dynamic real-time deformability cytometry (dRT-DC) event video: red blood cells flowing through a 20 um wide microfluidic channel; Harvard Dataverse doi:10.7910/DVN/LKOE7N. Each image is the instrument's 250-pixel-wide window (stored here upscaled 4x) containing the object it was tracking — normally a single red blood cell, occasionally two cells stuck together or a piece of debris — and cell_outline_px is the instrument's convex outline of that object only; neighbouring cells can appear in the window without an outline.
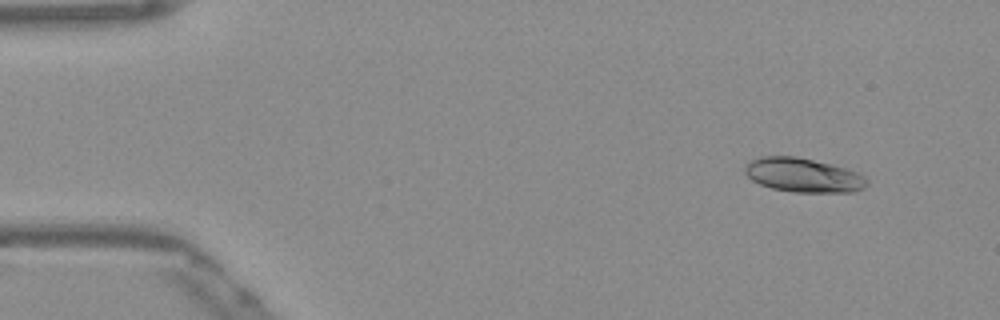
{"species": "Egyptian fruit bat (a non-hibernating species)", "species_latin": "Rousettus aegyptiacus", "temperature_condition": "warm", "stored_images_in_passage": 48, "camera_frame_rate_fps": 3000, "um_per_image_px": 0.085, "frame": {"image": 1, "passage_image": 1, "time_ms": 0.0, "image_size_px": [1000, 320], "cell_outline_px": [[868, 184], [864, 188], [852, 192], [792, 192], [772, 188], [760, 184], [752, 180], [744, 172], [744, 164], [760, 156], [796, 156], [832, 164], [856, 172], [864, 176], [868, 180]], "centroid_in_image_um": [68.26, 14.88], "position_along_channel_um": 16.7, "area_um2": 24.33}}
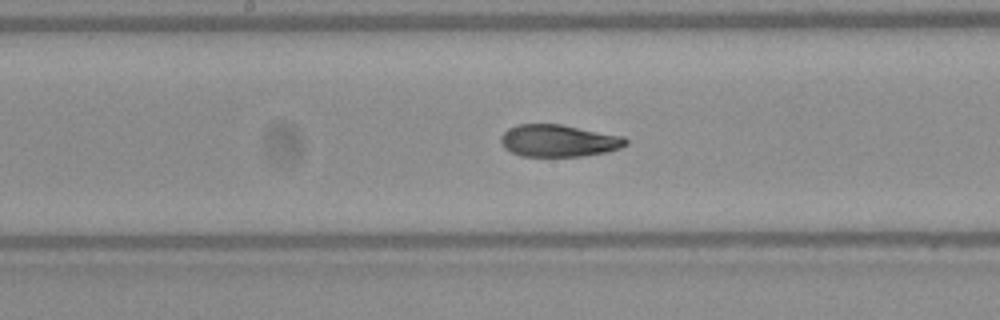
{"frame": {"image": 2, "passage_image": 23, "time_ms": 7.333, "image_size_px": [1000, 320], "cell_outline_px": [[628, 144], [620, 148], [608, 152], [584, 156], [520, 156], [504, 148], [500, 144], [500, 136], [508, 128], [516, 124], [560, 124], [624, 136], [628, 140]], "centroid_in_image_um": [47.48, 11.96], "position_along_channel_um": 200.7, "area_um2": 23.64}}
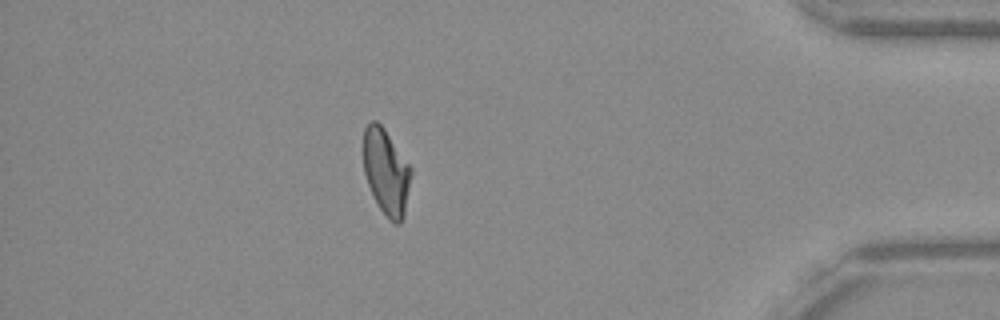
{"frame": {"image": 3, "passage_image": 42, "time_ms": 13.667, "image_size_px": [1000, 320], "cell_outline_px": [[412, 172], [404, 216], [400, 224], [396, 224], [388, 220], [380, 208], [368, 184], [364, 172], [364, 128], [372, 120], [376, 120], [384, 128], [412, 168]], "centroid_in_image_um": [32.84, 14.61], "position_along_channel_um": 402.4, "area_um2": 23.64}, "authors_computed_cell_mechanics": {"area_um2": 24.0159, "velocity_mm_per_s": 3.8677, "shape_relaxation_time_tau1_ms": 11.3496, "shape_relaxation_time_tau2_ms": 1.5656, "deformation_change_tau1": 0.2642, "deformation_change_tau2": 0.0665}}